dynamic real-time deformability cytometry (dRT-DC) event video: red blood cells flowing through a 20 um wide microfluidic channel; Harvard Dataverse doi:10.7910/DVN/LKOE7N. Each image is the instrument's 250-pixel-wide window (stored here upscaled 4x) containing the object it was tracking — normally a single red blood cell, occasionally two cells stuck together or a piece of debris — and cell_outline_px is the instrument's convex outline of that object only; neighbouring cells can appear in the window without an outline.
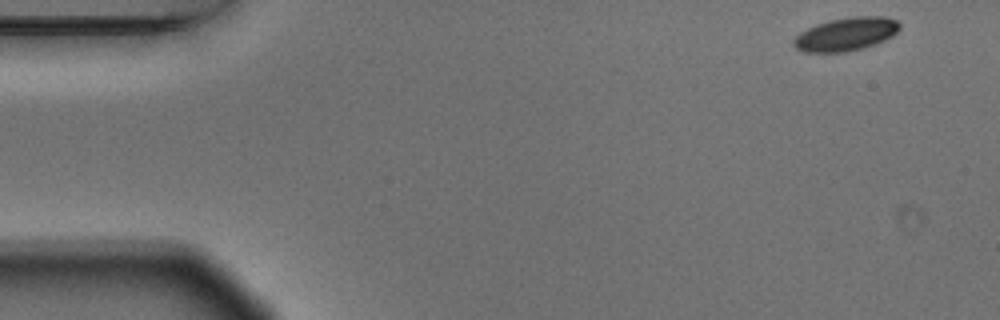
{"species": "Egyptian fruit bat (a non-hibernating species)", "species_latin": "Rousettus aegyptiacus", "temperature_condition": "warm", "stored_images_in_passage": 6, "camera_frame_rate_fps": 3000, "um_per_image_px": 0.085, "animal": {"sex": "male"}, "frame": {"image": 1, "passage_image": 1, "time_ms": 0.0, "image_size_px": [1000, 320], "cell_outline_px": [[900, 28], [892, 36], [876, 44], [848, 52], [804, 52], [796, 48], [792, 44], [792, 40], [800, 32], [816, 24], [832, 20], [852, 16], [884, 16], [896, 20], [900, 24]], "centroid_in_image_um": [71.9, 2.91], "position_along_channel_um": 13.1, "area_um2": 20.58}}
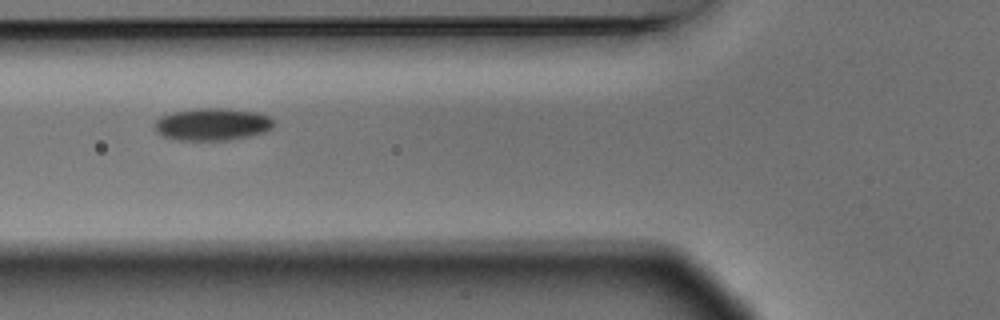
{"frame": {"image": 2, "passage_image": 5, "time_ms": 1.333, "image_size_px": [1000, 320], "cell_outline_px": [[276, 124], [272, 128], [264, 132], [248, 136], [228, 140], [176, 140], [164, 136], [156, 132], [152, 128], [156, 120], [160, 116], [172, 112], [200, 108], [224, 108], [256, 112], [268, 116]], "centroid_in_image_um": [18.01, 10.56], "position_along_channel_um": 107.8, "area_um2": 22.54}}
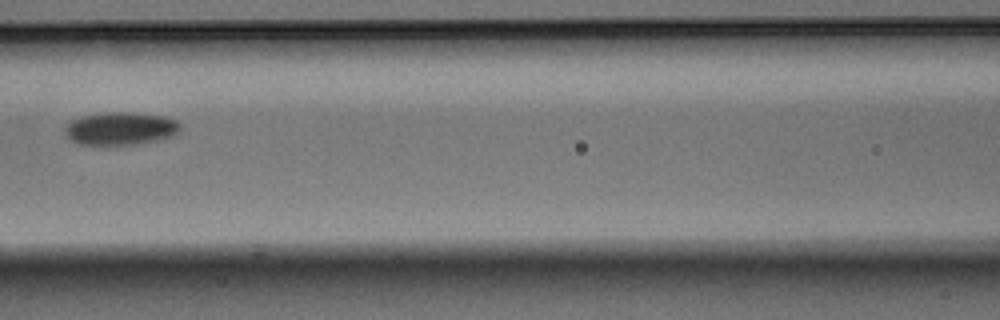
{"frame": {"image": 3, "passage_image": 6, "time_ms": 1.667, "image_size_px": [1000, 320], "cell_outline_px": [[180, 128], [176, 132], [168, 136], [152, 140], [132, 144], [80, 144], [72, 140], [68, 136], [64, 128], [72, 120], [80, 116], [104, 112], [132, 112], [164, 116], [176, 120], [180, 124]], "centroid_in_image_um": [10.21, 10.89], "position_along_channel_um": 156.4, "area_um2": 21.56}}